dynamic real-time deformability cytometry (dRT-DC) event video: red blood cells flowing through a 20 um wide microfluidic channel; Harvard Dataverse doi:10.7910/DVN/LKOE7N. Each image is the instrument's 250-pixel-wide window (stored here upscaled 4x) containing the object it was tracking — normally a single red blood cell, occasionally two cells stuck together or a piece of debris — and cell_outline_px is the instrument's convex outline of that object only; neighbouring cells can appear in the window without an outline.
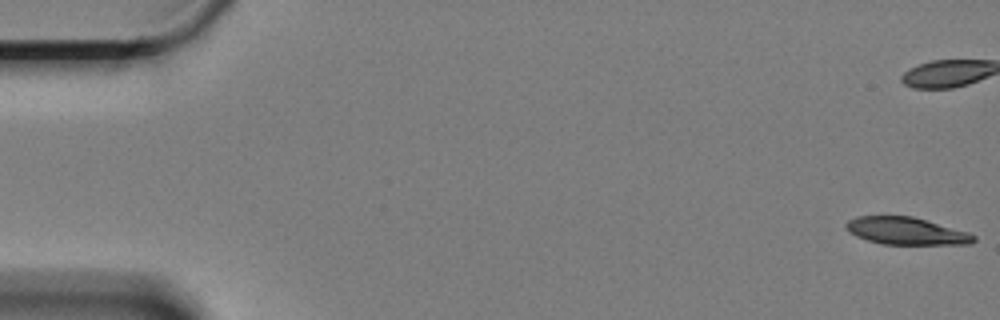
{"species": "Egyptian fruit bat (a non-hibernating species)", "species_latin": "Rousettus aegyptiacus", "temperature_condition": "cold", "stored_images_in_passage": 53, "camera_frame_rate_fps": 3000, "um_per_image_px": 0.085, "animal": {"sex": "female"}, "frame": {"image": 1, "passage_image": 1, "time_ms": 0.0, "image_size_px": [1000, 320], "cell_outline_px": [[976, 240], [968, 244], [880, 244], [856, 236], [844, 228], [844, 224], [848, 220], [856, 216], [912, 216], [968, 232], [976, 236]], "centroid_in_image_um": [76.99, 19.63], "position_along_channel_um": 8.0, "area_um2": 20.29}}